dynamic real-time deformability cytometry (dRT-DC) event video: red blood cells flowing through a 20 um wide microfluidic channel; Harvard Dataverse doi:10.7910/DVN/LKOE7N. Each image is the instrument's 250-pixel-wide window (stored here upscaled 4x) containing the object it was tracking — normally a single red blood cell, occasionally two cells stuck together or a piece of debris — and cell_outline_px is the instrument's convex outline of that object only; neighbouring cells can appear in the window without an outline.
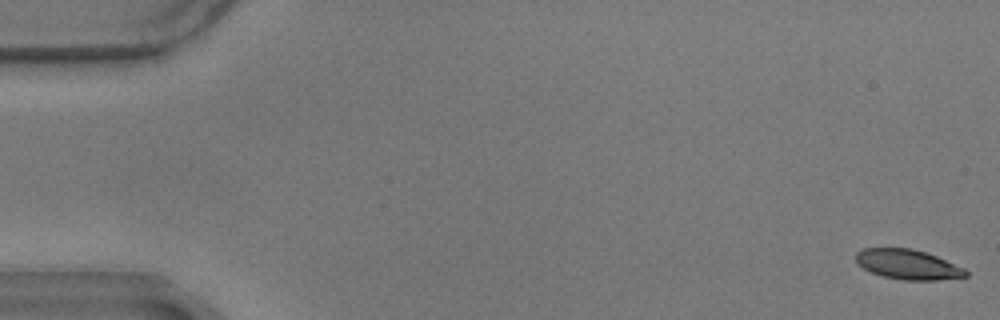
{"species": "common noctule bat (a hibernating species)", "species_latin": "Nyctalus noctula", "temperature_condition": "warm", "stored_images_in_passage": 58, "camera_frame_rate_fps": 3000, "um_per_image_px": 0.085, "animal": {"sex": "male", "body_mass_g": 17.9}, "frame": {"image": 1, "passage_image": 1, "time_ms": 0.0, "image_size_px": [1000, 320], "cell_outline_px": [[968, 276], [940, 280], [904, 280], [884, 276], [872, 272], [856, 264], [856, 252], [864, 248], [912, 248], [928, 252], [964, 268], [968, 272]], "centroid_in_image_um": [77.18, 22.47], "position_along_channel_um": 7.8, "area_um2": 19.19}}
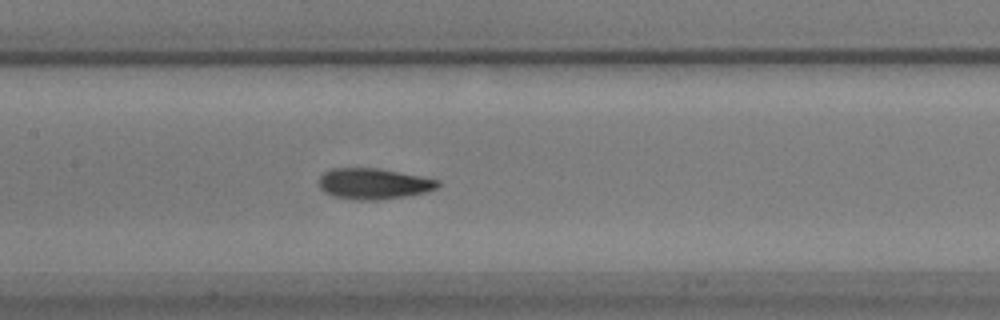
{"frame": {"image": 2, "passage_image": 28, "time_ms": 9.0, "image_size_px": [1000, 320], "cell_outline_px": [[440, 184], [436, 188], [424, 192], [404, 196], [380, 200], [352, 200], [332, 196], [324, 192], [320, 188], [320, 176], [324, 172], [332, 168], [380, 168], [440, 180]], "centroid_in_image_um": [31.73, 15.62], "position_along_channel_um": 175.7, "area_um2": 21.44}}
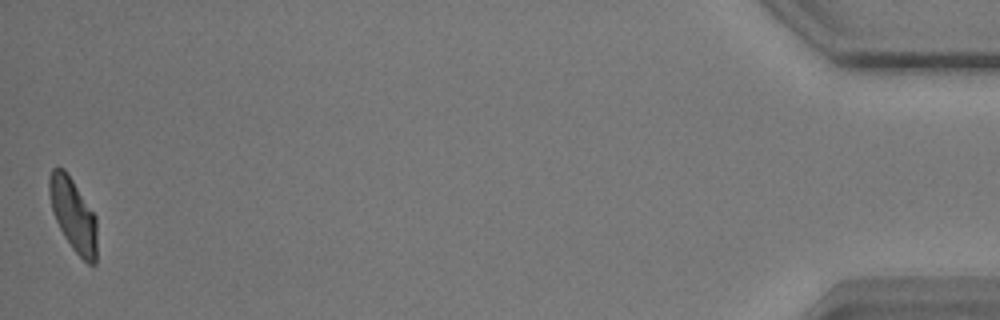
{"frame": {"image": 3, "passage_image": 58, "time_ms": 19.0, "image_size_px": [1000, 320], "cell_outline_px": [[96, 264], [88, 264], [72, 248], [64, 236], [52, 212], [48, 192], [48, 176], [52, 168], [56, 164], [64, 168], [96, 216]], "centroid_in_image_um": [6.19, 18.21], "position_along_channel_um": 429.0, "area_um2": 20.35}, "authors_computed_cell_mechanics": {"area_um2": 20.7502, "velocity_mm_per_s": 3.4569, "shape_relaxation_time_tau1_ms": 5.2375, "shape_relaxation_time_tau2_ms": 1.7849, "deformation_change_tau1": 0.1577, "deformation_change_tau2": 0.0749}}